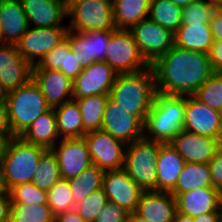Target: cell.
Here are the masks:
<instances>
[{
  "label": "cell",
  "mask_w": 222,
  "mask_h": 222,
  "mask_svg": "<svg viewBox=\"0 0 222 222\" xmlns=\"http://www.w3.org/2000/svg\"><path fill=\"white\" fill-rule=\"evenodd\" d=\"M156 92L168 95H194L214 73L209 54L174 45L151 65Z\"/></svg>",
  "instance_id": "cell-1"
},
{
  "label": "cell",
  "mask_w": 222,
  "mask_h": 222,
  "mask_svg": "<svg viewBox=\"0 0 222 222\" xmlns=\"http://www.w3.org/2000/svg\"><path fill=\"white\" fill-rule=\"evenodd\" d=\"M155 93V74L150 66L138 72L117 74L109 97L144 123Z\"/></svg>",
  "instance_id": "cell-2"
},
{
  "label": "cell",
  "mask_w": 222,
  "mask_h": 222,
  "mask_svg": "<svg viewBox=\"0 0 222 222\" xmlns=\"http://www.w3.org/2000/svg\"><path fill=\"white\" fill-rule=\"evenodd\" d=\"M184 120L185 96L156 92L144 122L143 137L162 144L169 143L184 131Z\"/></svg>",
  "instance_id": "cell-3"
},
{
  "label": "cell",
  "mask_w": 222,
  "mask_h": 222,
  "mask_svg": "<svg viewBox=\"0 0 222 222\" xmlns=\"http://www.w3.org/2000/svg\"><path fill=\"white\" fill-rule=\"evenodd\" d=\"M46 151L20 136L9 139L0 162L1 187L9 191L16 185L32 182L38 162Z\"/></svg>",
  "instance_id": "cell-4"
},
{
  "label": "cell",
  "mask_w": 222,
  "mask_h": 222,
  "mask_svg": "<svg viewBox=\"0 0 222 222\" xmlns=\"http://www.w3.org/2000/svg\"><path fill=\"white\" fill-rule=\"evenodd\" d=\"M5 98L13 136H20L34 120L51 109L33 79L5 94Z\"/></svg>",
  "instance_id": "cell-5"
},
{
  "label": "cell",
  "mask_w": 222,
  "mask_h": 222,
  "mask_svg": "<svg viewBox=\"0 0 222 222\" xmlns=\"http://www.w3.org/2000/svg\"><path fill=\"white\" fill-rule=\"evenodd\" d=\"M161 144L143 137L126 145L123 169L143 191H156V160Z\"/></svg>",
  "instance_id": "cell-6"
},
{
  "label": "cell",
  "mask_w": 222,
  "mask_h": 222,
  "mask_svg": "<svg viewBox=\"0 0 222 222\" xmlns=\"http://www.w3.org/2000/svg\"><path fill=\"white\" fill-rule=\"evenodd\" d=\"M68 28L72 31H114L113 4L100 0H67Z\"/></svg>",
  "instance_id": "cell-7"
},
{
  "label": "cell",
  "mask_w": 222,
  "mask_h": 222,
  "mask_svg": "<svg viewBox=\"0 0 222 222\" xmlns=\"http://www.w3.org/2000/svg\"><path fill=\"white\" fill-rule=\"evenodd\" d=\"M105 62L117 74L138 72L151 66L142 56L132 32L125 29L110 31Z\"/></svg>",
  "instance_id": "cell-8"
},
{
  "label": "cell",
  "mask_w": 222,
  "mask_h": 222,
  "mask_svg": "<svg viewBox=\"0 0 222 222\" xmlns=\"http://www.w3.org/2000/svg\"><path fill=\"white\" fill-rule=\"evenodd\" d=\"M130 31L142 56L150 65L174 46V33L149 17L134 25Z\"/></svg>",
  "instance_id": "cell-9"
},
{
  "label": "cell",
  "mask_w": 222,
  "mask_h": 222,
  "mask_svg": "<svg viewBox=\"0 0 222 222\" xmlns=\"http://www.w3.org/2000/svg\"><path fill=\"white\" fill-rule=\"evenodd\" d=\"M93 165L108 170H119L124 166L126 145L108 132L96 130L84 135Z\"/></svg>",
  "instance_id": "cell-10"
},
{
  "label": "cell",
  "mask_w": 222,
  "mask_h": 222,
  "mask_svg": "<svg viewBox=\"0 0 222 222\" xmlns=\"http://www.w3.org/2000/svg\"><path fill=\"white\" fill-rule=\"evenodd\" d=\"M68 27H29L16 44L19 54L32 65L66 39Z\"/></svg>",
  "instance_id": "cell-11"
},
{
  "label": "cell",
  "mask_w": 222,
  "mask_h": 222,
  "mask_svg": "<svg viewBox=\"0 0 222 222\" xmlns=\"http://www.w3.org/2000/svg\"><path fill=\"white\" fill-rule=\"evenodd\" d=\"M101 130L108 132L125 145H129L143 138L144 123L137 116L124 111L120 105L108 97Z\"/></svg>",
  "instance_id": "cell-12"
},
{
  "label": "cell",
  "mask_w": 222,
  "mask_h": 222,
  "mask_svg": "<svg viewBox=\"0 0 222 222\" xmlns=\"http://www.w3.org/2000/svg\"><path fill=\"white\" fill-rule=\"evenodd\" d=\"M184 130L215 138L222 143L221 112L202 103L194 95H186Z\"/></svg>",
  "instance_id": "cell-13"
},
{
  "label": "cell",
  "mask_w": 222,
  "mask_h": 222,
  "mask_svg": "<svg viewBox=\"0 0 222 222\" xmlns=\"http://www.w3.org/2000/svg\"><path fill=\"white\" fill-rule=\"evenodd\" d=\"M33 65L18 52L15 44H0V87L7 94L32 79Z\"/></svg>",
  "instance_id": "cell-14"
},
{
  "label": "cell",
  "mask_w": 222,
  "mask_h": 222,
  "mask_svg": "<svg viewBox=\"0 0 222 222\" xmlns=\"http://www.w3.org/2000/svg\"><path fill=\"white\" fill-rule=\"evenodd\" d=\"M116 76L117 73L105 61L91 64L73 80L72 99L109 95Z\"/></svg>",
  "instance_id": "cell-15"
},
{
  "label": "cell",
  "mask_w": 222,
  "mask_h": 222,
  "mask_svg": "<svg viewBox=\"0 0 222 222\" xmlns=\"http://www.w3.org/2000/svg\"><path fill=\"white\" fill-rule=\"evenodd\" d=\"M66 39L70 44V51L78 55L82 69L95 62L105 61L110 32H78L68 29Z\"/></svg>",
  "instance_id": "cell-16"
},
{
  "label": "cell",
  "mask_w": 222,
  "mask_h": 222,
  "mask_svg": "<svg viewBox=\"0 0 222 222\" xmlns=\"http://www.w3.org/2000/svg\"><path fill=\"white\" fill-rule=\"evenodd\" d=\"M51 151L57 158L62 179L77 177L81 171L93 165L84 137L60 139Z\"/></svg>",
  "instance_id": "cell-17"
},
{
  "label": "cell",
  "mask_w": 222,
  "mask_h": 222,
  "mask_svg": "<svg viewBox=\"0 0 222 222\" xmlns=\"http://www.w3.org/2000/svg\"><path fill=\"white\" fill-rule=\"evenodd\" d=\"M102 188L111 201L129 213L136 212L143 190L122 168L104 172Z\"/></svg>",
  "instance_id": "cell-18"
},
{
  "label": "cell",
  "mask_w": 222,
  "mask_h": 222,
  "mask_svg": "<svg viewBox=\"0 0 222 222\" xmlns=\"http://www.w3.org/2000/svg\"><path fill=\"white\" fill-rule=\"evenodd\" d=\"M169 144L186 163L208 164L222 143L215 138L184 130L177 134Z\"/></svg>",
  "instance_id": "cell-19"
},
{
  "label": "cell",
  "mask_w": 222,
  "mask_h": 222,
  "mask_svg": "<svg viewBox=\"0 0 222 222\" xmlns=\"http://www.w3.org/2000/svg\"><path fill=\"white\" fill-rule=\"evenodd\" d=\"M30 27H68L67 0H21Z\"/></svg>",
  "instance_id": "cell-20"
},
{
  "label": "cell",
  "mask_w": 222,
  "mask_h": 222,
  "mask_svg": "<svg viewBox=\"0 0 222 222\" xmlns=\"http://www.w3.org/2000/svg\"><path fill=\"white\" fill-rule=\"evenodd\" d=\"M175 198L177 211L190 217L222 212V193L214 187L197 188Z\"/></svg>",
  "instance_id": "cell-21"
},
{
  "label": "cell",
  "mask_w": 222,
  "mask_h": 222,
  "mask_svg": "<svg viewBox=\"0 0 222 222\" xmlns=\"http://www.w3.org/2000/svg\"><path fill=\"white\" fill-rule=\"evenodd\" d=\"M32 79L51 108L72 100L73 81L60 70L33 69Z\"/></svg>",
  "instance_id": "cell-22"
},
{
  "label": "cell",
  "mask_w": 222,
  "mask_h": 222,
  "mask_svg": "<svg viewBox=\"0 0 222 222\" xmlns=\"http://www.w3.org/2000/svg\"><path fill=\"white\" fill-rule=\"evenodd\" d=\"M176 211L172 193L150 190L142 192L135 213L148 222H173Z\"/></svg>",
  "instance_id": "cell-23"
},
{
  "label": "cell",
  "mask_w": 222,
  "mask_h": 222,
  "mask_svg": "<svg viewBox=\"0 0 222 222\" xmlns=\"http://www.w3.org/2000/svg\"><path fill=\"white\" fill-rule=\"evenodd\" d=\"M29 27L21 0H0V29L3 43L16 45Z\"/></svg>",
  "instance_id": "cell-24"
},
{
  "label": "cell",
  "mask_w": 222,
  "mask_h": 222,
  "mask_svg": "<svg viewBox=\"0 0 222 222\" xmlns=\"http://www.w3.org/2000/svg\"><path fill=\"white\" fill-rule=\"evenodd\" d=\"M185 164L184 159L169 143L161 144L156 160V191L171 193Z\"/></svg>",
  "instance_id": "cell-25"
},
{
  "label": "cell",
  "mask_w": 222,
  "mask_h": 222,
  "mask_svg": "<svg viewBox=\"0 0 222 222\" xmlns=\"http://www.w3.org/2000/svg\"><path fill=\"white\" fill-rule=\"evenodd\" d=\"M33 69L60 70L72 81L83 70L78 55L70 51V44L67 39L45 54L36 65H33Z\"/></svg>",
  "instance_id": "cell-26"
},
{
  "label": "cell",
  "mask_w": 222,
  "mask_h": 222,
  "mask_svg": "<svg viewBox=\"0 0 222 222\" xmlns=\"http://www.w3.org/2000/svg\"><path fill=\"white\" fill-rule=\"evenodd\" d=\"M20 137L28 143L51 150L60 140L54 108L34 120Z\"/></svg>",
  "instance_id": "cell-27"
},
{
  "label": "cell",
  "mask_w": 222,
  "mask_h": 222,
  "mask_svg": "<svg viewBox=\"0 0 222 222\" xmlns=\"http://www.w3.org/2000/svg\"><path fill=\"white\" fill-rule=\"evenodd\" d=\"M214 42L210 24L181 25L174 32V45L208 54Z\"/></svg>",
  "instance_id": "cell-28"
},
{
  "label": "cell",
  "mask_w": 222,
  "mask_h": 222,
  "mask_svg": "<svg viewBox=\"0 0 222 222\" xmlns=\"http://www.w3.org/2000/svg\"><path fill=\"white\" fill-rule=\"evenodd\" d=\"M151 0H115L113 20L116 29L130 30L149 17Z\"/></svg>",
  "instance_id": "cell-29"
},
{
  "label": "cell",
  "mask_w": 222,
  "mask_h": 222,
  "mask_svg": "<svg viewBox=\"0 0 222 222\" xmlns=\"http://www.w3.org/2000/svg\"><path fill=\"white\" fill-rule=\"evenodd\" d=\"M54 112L60 139L84 137L82 116L75 100L54 107Z\"/></svg>",
  "instance_id": "cell-30"
},
{
  "label": "cell",
  "mask_w": 222,
  "mask_h": 222,
  "mask_svg": "<svg viewBox=\"0 0 222 222\" xmlns=\"http://www.w3.org/2000/svg\"><path fill=\"white\" fill-rule=\"evenodd\" d=\"M202 187H213L209 164L186 163L171 193L176 197L180 193Z\"/></svg>",
  "instance_id": "cell-31"
},
{
  "label": "cell",
  "mask_w": 222,
  "mask_h": 222,
  "mask_svg": "<svg viewBox=\"0 0 222 222\" xmlns=\"http://www.w3.org/2000/svg\"><path fill=\"white\" fill-rule=\"evenodd\" d=\"M108 97L109 95H92L74 99L81 112L84 135L88 132L101 130Z\"/></svg>",
  "instance_id": "cell-32"
},
{
  "label": "cell",
  "mask_w": 222,
  "mask_h": 222,
  "mask_svg": "<svg viewBox=\"0 0 222 222\" xmlns=\"http://www.w3.org/2000/svg\"><path fill=\"white\" fill-rule=\"evenodd\" d=\"M104 170L96 165L81 171L77 177L68 180L75 205L80 203L87 195L102 188Z\"/></svg>",
  "instance_id": "cell-33"
},
{
  "label": "cell",
  "mask_w": 222,
  "mask_h": 222,
  "mask_svg": "<svg viewBox=\"0 0 222 222\" xmlns=\"http://www.w3.org/2000/svg\"><path fill=\"white\" fill-rule=\"evenodd\" d=\"M182 10L171 0H151L149 18L174 33L182 24Z\"/></svg>",
  "instance_id": "cell-34"
},
{
  "label": "cell",
  "mask_w": 222,
  "mask_h": 222,
  "mask_svg": "<svg viewBox=\"0 0 222 222\" xmlns=\"http://www.w3.org/2000/svg\"><path fill=\"white\" fill-rule=\"evenodd\" d=\"M60 179L57 158L51 150H47L38 162L32 183L40 189L48 191Z\"/></svg>",
  "instance_id": "cell-35"
},
{
  "label": "cell",
  "mask_w": 222,
  "mask_h": 222,
  "mask_svg": "<svg viewBox=\"0 0 222 222\" xmlns=\"http://www.w3.org/2000/svg\"><path fill=\"white\" fill-rule=\"evenodd\" d=\"M10 222H54L48 204L11 203Z\"/></svg>",
  "instance_id": "cell-36"
},
{
  "label": "cell",
  "mask_w": 222,
  "mask_h": 222,
  "mask_svg": "<svg viewBox=\"0 0 222 222\" xmlns=\"http://www.w3.org/2000/svg\"><path fill=\"white\" fill-rule=\"evenodd\" d=\"M48 206L54 216L75 210V202L72 190L67 179H60L54 186L47 191Z\"/></svg>",
  "instance_id": "cell-37"
},
{
  "label": "cell",
  "mask_w": 222,
  "mask_h": 222,
  "mask_svg": "<svg viewBox=\"0 0 222 222\" xmlns=\"http://www.w3.org/2000/svg\"><path fill=\"white\" fill-rule=\"evenodd\" d=\"M194 96L210 108L222 110V73L214 72Z\"/></svg>",
  "instance_id": "cell-38"
},
{
  "label": "cell",
  "mask_w": 222,
  "mask_h": 222,
  "mask_svg": "<svg viewBox=\"0 0 222 222\" xmlns=\"http://www.w3.org/2000/svg\"><path fill=\"white\" fill-rule=\"evenodd\" d=\"M11 203L48 204L47 191L40 189L32 182L22 183L12 187L9 191Z\"/></svg>",
  "instance_id": "cell-39"
},
{
  "label": "cell",
  "mask_w": 222,
  "mask_h": 222,
  "mask_svg": "<svg viewBox=\"0 0 222 222\" xmlns=\"http://www.w3.org/2000/svg\"><path fill=\"white\" fill-rule=\"evenodd\" d=\"M215 6L207 0H197L182 10V24H210Z\"/></svg>",
  "instance_id": "cell-40"
},
{
  "label": "cell",
  "mask_w": 222,
  "mask_h": 222,
  "mask_svg": "<svg viewBox=\"0 0 222 222\" xmlns=\"http://www.w3.org/2000/svg\"><path fill=\"white\" fill-rule=\"evenodd\" d=\"M108 202L107 195L103 188L87 195L80 203L76 204L75 210L86 222H94L99 211Z\"/></svg>",
  "instance_id": "cell-41"
},
{
  "label": "cell",
  "mask_w": 222,
  "mask_h": 222,
  "mask_svg": "<svg viewBox=\"0 0 222 222\" xmlns=\"http://www.w3.org/2000/svg\"><path fill=\"white\" fill-rule=\"evenodd\" d=\"M129 212L119 205L108 201L106 206L99 211L94 222H127Z\"/></svg>",
  "instance_id": "cell-42"
},
{
  "label": "cell",
  "mask_w": 222,
  "mask_h": 222,
  "mask_svg": "<svg viewBox=\"0 0 222 222\" xmlns=\"http://www.w3.org/2000/svg\"><path fill=\"white\" fill-rule=\"evenodd\" d=\"M208 164L212 185L222 193V144L218 147L213 159Z\"/></svg>",
  "instance_id": "cell-43"
},
{
  "label": "cell",
  "mask_w": 222,
  "mask_h": 222,
  "mask_svg": "<svg viewBox=\"0 0 222 222\" xmlns=\"http://www.w3.org/2000/svg\"><path fill=\"white\" fill-rule=\"evenodd\" d=\"M208 54L213 71L222 73V41L214 40Z\"/></svg>",
  "instance_id": "cell-44"
},
{
  "label": "cell",
  "mask_w": 222,
  "mask_h": 222,
  "mask_svg": "<svg viewBox=\"0 0 222 222\" xmlns=\"http://www.w3.org/2000/svg\"><path fill=\"white\" fill-rule=\"evenodd\" d=\"M0 136H13L8 119V107L6 98L0 99Z\"/></svg>",
  "instance_id": "cell-45"
},
{
  "label": "cell",
  "mask_w": 222,
  "mask_h": 222,
  "mask_svg": "<svg viewBox=\"0 0 222 222\" xmlns=\"http://www.w3.org/2000/svg\"><path fill=\"white\" fill-rule=\"evenodd\" d=\"M11 198L8 191L0 190V222H10Z\"/></svg>",
  "instance_id": "cell-46"
},
{
  "label": "cell",
  "mask_w": 222,
  "mask_h": 222,
  "mask_svg": "<svg viewBox=\"0 0 222 222\" xmlns=\"http://www.w3.org/2000/svg\"><path fill=\"white\" fill-rule=\"evenodd\" d=\"M214 40L222 41V7H216L210 21Z\"/></svg>",
  "instance_id": "cell-47"
},
{
  "label": "cell",
  "mask_w": 222,
  "mask_h": 222,
  "mask_svg": "<svg viewBox=\"0 0 222 222\" xmlns=\"http://www.w3.org/2000/svg\"><path fill=\"white\" fill-rule=\"evenodd\" d=\"M54 222H86L76 210L67 211L54 216Z\"/></svg>",
  "instance_id": "cell-48"
},
{
  "label": "cell",
  "mask_w": 222,
  "mask_h": 222,
  "mask_svg": "<svg viewBox=\"0 0 222 222\" xmlns=\"http://www.w3.org/2000/svg\"><path fill=\"white\" fill-rule=\"evenodd\" d=\"M194 222H222V212H211L193 217Z\"/></svg>",
  "instance_id": "cell-49"
},
{
  "label": "cell",
  "mask_w": 222,
  "mask_h": 222,
  "mask_svg": "<svg viewBox=\"0 0 222 222\" xmlns=\"http://www.w3.org/2000/svg\"><path fill=\"white\" fill-rule=\"evenodd\" d=\"M173 222H194L193 217L176 211Z\"/></svg>",
  "instance_id": "cell-50"
},
{
  "label": "cell",
  "mask_w": 222,
  "mask_h": 222,
  "mask_svg": "<svg viewBox=\"0 0 222 222\" xmlns=\"http://www.w3.org/2000/svg\"><path fill=\"white\" fill-rule=\"evenodd\" d=\"M14 136H0V162H1V158L4 154V150L7 144V141L9 139H11Z\"/></svg>",
  "instance_id": "cell-51"
},
{
  "label": "cell",
  "mask_w": 222,
  "mask_h": 222,
  "mask_svg": "<svg viewBox=\"0 0 222 222\" xmlns=\"http://www.w3.org/2000/svg\"><path fill=\"white\" fill-rule=\"evenodd\" d=\"M127 222H148L145 219L138 216L135 212L129 213L128 221Z\"/></svg>",
  "instance_id": "cell-52"
},
{
  "label": "cell",
  "mask_w": 222,
  "mask_h": 222,
  "mask_svg": "<svg viewBox=\"0 0 222 222\" xmlns=\"http://www.w3.org/2000/svg\"><path fill=\"white\" fill-rule=\"evenodd\" d=\"M174 4L177 6H180L182 8L186 7L187 5L191 4L192 2H195L197 0H171Z\"/></svg>",
  "instance_id": "cell-53"
},
{
  "label": "cell",
  "mask_w": 222,
  "mask_h": 222,
  "mask_svg": "<svg viewBox=\"0 0 222 222\" xmlns=\"http://www.w3.org/2000/svg\"><path fill=\"white\" fill-rule=\"evenodd\" d=\"M208 2H210L212 5H214L215 7H222V0H207Z\"/></svg>",
  "instance_id": "cell-54"
},
{
  "label": "cell",
  "mask_w": 222,
  "mask_h": 222,
  "mask_svg": "<svg viewBox=\"0 0 222 222\" xmlns=\"http://www.w3.org/2000/svg\"><path fill=\"white\" fill-rule=\"evenodd\" d=\"M3 97H5V94H4V92L2 91V89L0 87V99L3 98Z\"/></svg>",
  "instance_id": "cell-55"
},
{
  "label": "cell",
  "mask_w": 222,
  "mask_h": 222,
  "mask_svg": "<svg viewBox=\"0 0 222 222\" xmlns=\"http://www.w3.org/2000/svg\"><path fill=\"white\" fill-rule=\"evenodd\" d=\"M100 1L109 2V3L113 4L115 0H100Z\"/></svg>",
  "instance_id": "cell-56"
},
{
  "label": "cell",
  "mask_w": 222,
  "mask_h": 222,
  "mask_svg": "<svg viewBox=\"0 0 222 222\" xmlns=\"http://www.w3.org/2000/svg\"><path fill=\"white\" fill-rule=\"evenodd\" d=\"M3 43V39H2V34H1V29H0V44Z\"/></svg>",
  "instance_id": "cell-57"
}]
</instances>
